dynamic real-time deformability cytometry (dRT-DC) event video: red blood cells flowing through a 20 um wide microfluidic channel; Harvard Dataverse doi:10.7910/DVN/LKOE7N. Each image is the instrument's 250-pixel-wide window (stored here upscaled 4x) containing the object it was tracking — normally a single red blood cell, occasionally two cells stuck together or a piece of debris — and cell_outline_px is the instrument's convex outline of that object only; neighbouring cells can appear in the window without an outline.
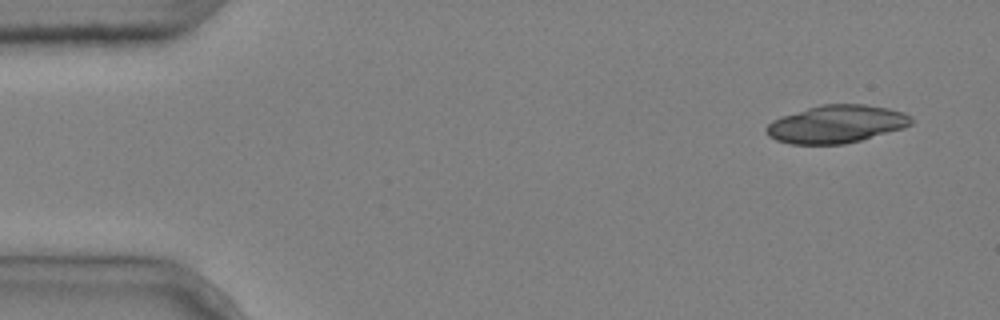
{"species": "common noctule bat (a hibernating species)", "species_latin": "Nyctalus noctula", "temperature_condition": "cold", "stored_images_in_passage": 8, "camera_frame_rate_fps": 3000, "um_per_image_px": 0.085, "animal": {"sex": "male", "body_mass_g": 20.4}, "frame": {"image": 1, "passage_image": 1, "time_ms": 0.0, "image_size_px": [1000, 320], "cell_outline_px": [[912, 124], [904, 128], [860, 140], [844, 144], [792, 144], [776, 140], [768, 136], [764, 128], [772, 120], [820, 104], [864, 104], [888, 108], [904, 112], [912, 116]], "centroid_in_image_um": [71.11, 10.55], "position_along_channel_um": 13.9, "area_um2": 31.85}}
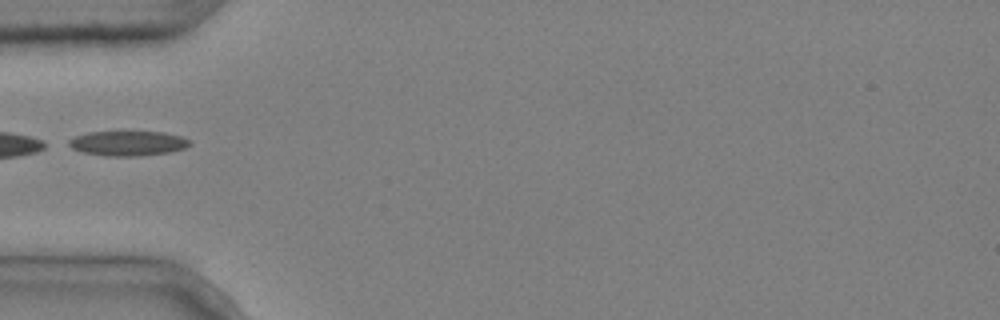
{"frame": {"image": 2, "passage_image": 5, "time_ms": 1.333, "image_size_px": [1000, 320], "cell_outline_px": [[192, 144], [184, 148], [168, 152], [136, 156], [108, 156], [84, 152], [72, 148], [68, 144], [68, 140], [76, 136], [88, 132], [120, 128], [164, 132], [180, 136], [192, 140]], "centroid_in_image_um": [10.87, 12.11], "position_along_channel_um": 74.1, "area_um2": 18.44}}